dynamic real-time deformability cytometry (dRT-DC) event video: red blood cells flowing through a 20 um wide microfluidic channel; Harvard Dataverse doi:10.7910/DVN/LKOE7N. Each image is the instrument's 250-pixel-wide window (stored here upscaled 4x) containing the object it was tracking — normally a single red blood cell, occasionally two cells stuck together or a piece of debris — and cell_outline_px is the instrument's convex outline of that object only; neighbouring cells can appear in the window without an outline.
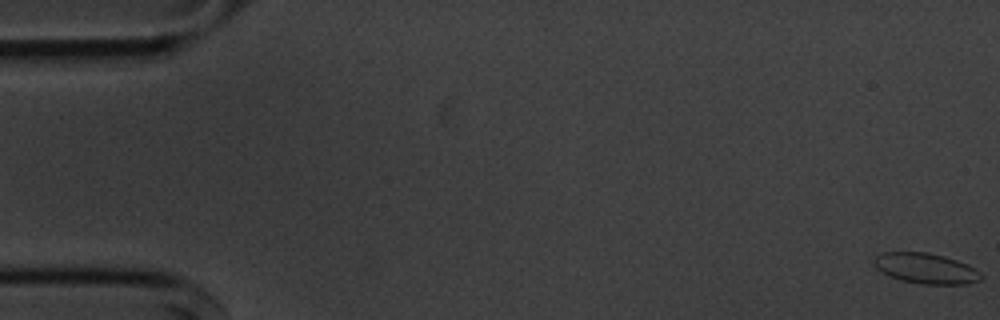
{"species": "common noctule bat (a hibernating species)", "species_latin": "Nyctalus noctula", "temperature_condition": "cold", "stored_images_in_passage": 56, "camera_frame_rate_fps": 3000, "um_per_image_px": 0.085, "animal": {"sex": "male", "body_mass_g": 20.1, "forearm_length_mm": 53.5}, "frame": {"image": 1, "passage_image": 1, "time_ms": 0.0, "image_size_px": [1000, 320], "cell_outline_px": [[984, 276], [980, 280], [968, 284], [924, 284], [900, 280], [888, 276], [880, 272], [876, 268], [872, 260], [880, 252], [928, 252], [944, 256], [968, 264], [980, 272]], "centroid_in_image_um": [78.68, 22.81], "position_along_channel_um": 6.3, "area_um2": 19.25}}
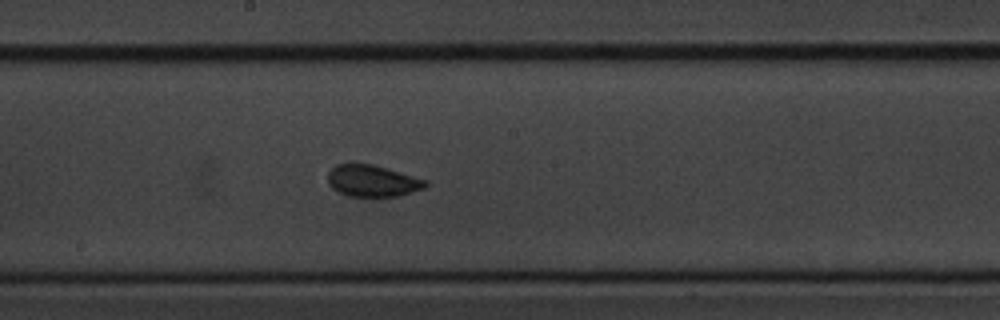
{"frame": {"image": 2, "passage_image": 30, "time_ms": 9.667, "image_size_px": [1000, 320], "cell_outline_px": [[428, 184], [424, 188], [400, 196], [348, 196], [332, 188], [328, 184], [328, 172], [336, 164], [372, 164], [428, 180]], "centroid_in_image_um": [31.66, 15.38], "position_along_channel_um": 216.5, "area_um2": 17.92}}
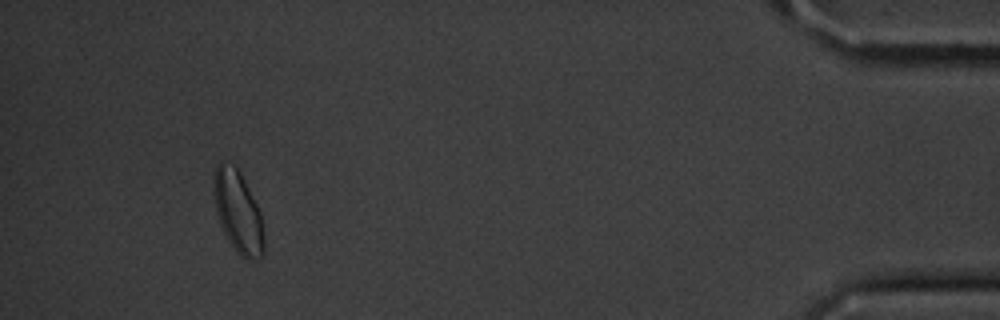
{"frame": {"image": 3, "passage_image": 52, "time_ms": 17.0, "image_size_px": [1000, 320], "cell_outline_px": [[264, 256], [252, 260], [248, 260], [240, 256], [236, 252], [228, 240], [220, 224], [216, 208], [216, 164], [220, 160], [224, 160], [232, 164], [240, 172], [260, 212], [264, 236]], "centroid_in_image_um": [20.27, 18.07], "position_along_channel_um": 414.9, "area_um2": 23.41}, "authors_computed_cell_mechanics": {"area_um2": 18.2648, "velocity_mm_per_s": 3.621, "shape_relaxation_time_tau1_ms": 2.1885, "shape_relaxation_time_tau2_ms": 1.421, "deformation_change_tau1": 0.0886, "deformation_change_tau2": 0.0668}}